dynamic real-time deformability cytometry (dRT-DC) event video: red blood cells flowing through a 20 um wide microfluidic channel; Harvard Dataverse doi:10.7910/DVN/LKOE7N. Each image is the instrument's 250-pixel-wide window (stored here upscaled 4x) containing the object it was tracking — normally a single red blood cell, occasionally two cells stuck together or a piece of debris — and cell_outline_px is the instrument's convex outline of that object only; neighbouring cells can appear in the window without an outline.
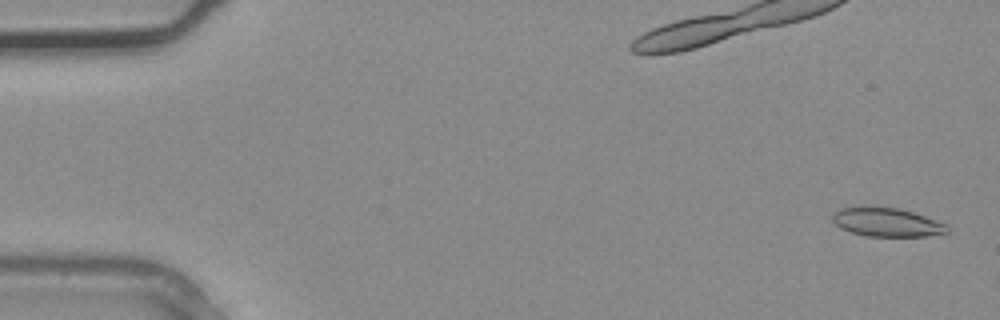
{"species": "common noctule bat (a hibernating species)", "species_latin": "Nyctalus noctula", "temperature_condition": "warm", "stored_images_in_passage": 4, "camera_frame_rate_fps": 3000, "um_per_image_px": 0.085, "animal": {"sex": "male", "body_mass_g": 20.4}, "frame": {"image": 1, "passage_image": 1, "time_ms": 0.0, "image_size_px": [1000, 320], "cell_outline_px": [[948, 232], [928, 236], [868, 236], [852, 232], [840, 228], [832, 220], [832, 212], [840, 208], [864, 204], [900, 208], [948, 224]], "centroid_in_image_um": [75.32, 18.85], "position_along_channel_um": 9.7, "area_um2": 19.71}}
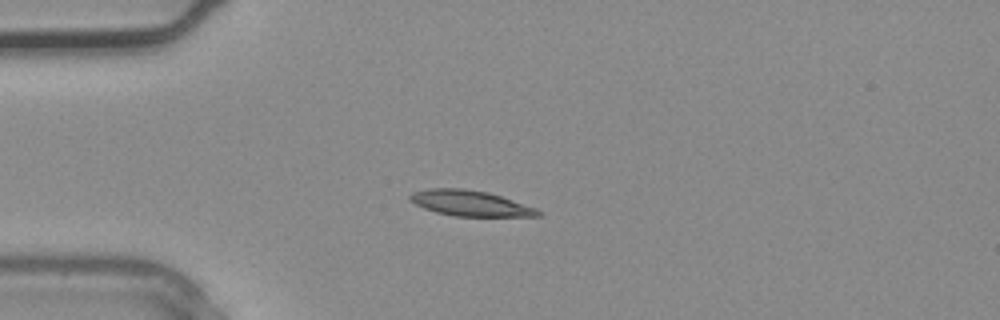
{"frame": {"image": 2, "passage_image": 4, "time_ms": 1.0, "image_size_px": [1000, 320], "cell_outline_px": [[544, 212], [540, 216], [456, 216], [436, 212], [424, 208], [408, 200], [408, 196], [412, 192], [428, 188], [464, 188], [488, 192], [536, 208]], "centroid_in_image_um": [39.95, 17.27], "position_along_channel_um": 45.1, "area_um2": 19.07}}